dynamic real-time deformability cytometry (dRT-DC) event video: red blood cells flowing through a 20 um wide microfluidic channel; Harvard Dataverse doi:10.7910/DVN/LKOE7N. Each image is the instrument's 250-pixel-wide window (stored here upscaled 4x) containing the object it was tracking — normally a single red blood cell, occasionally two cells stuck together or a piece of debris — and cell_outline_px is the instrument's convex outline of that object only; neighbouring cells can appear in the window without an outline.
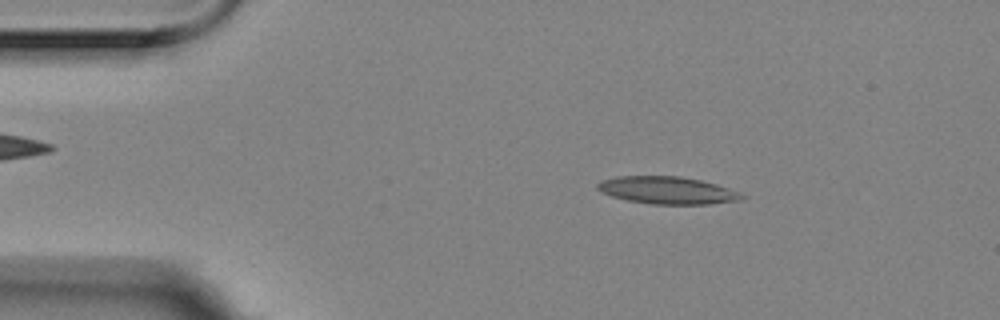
{"species": "Egyptian fruit bat (a non-hibernating species)", "species_latin": "Rousettus aegyptiacus", "temperature_condition": "room temperature", "stored_images_in_passage": 3, "camera_frame_rate_fps": 3000, "um_per_image_px": 0.085, "animal": {"sex": "female"}, "frame": {"image": 1, "passage_image": 2, "time_ms": 0.333, "image_size_px": [1000, 320], "cell_outline_px": [[744, 196], [740, 200], [708, 204], [648, 204], [628, 200], [612, 196], [596, 188], [596, 184], [600, 180], [616, 176], [680, 176], [700, 180], [716, 184], [728, 188]], "centroid_in_image_um": [56.66, 16.17], "position_along_channel_um": 28.3, "area_um2": 22.83}}